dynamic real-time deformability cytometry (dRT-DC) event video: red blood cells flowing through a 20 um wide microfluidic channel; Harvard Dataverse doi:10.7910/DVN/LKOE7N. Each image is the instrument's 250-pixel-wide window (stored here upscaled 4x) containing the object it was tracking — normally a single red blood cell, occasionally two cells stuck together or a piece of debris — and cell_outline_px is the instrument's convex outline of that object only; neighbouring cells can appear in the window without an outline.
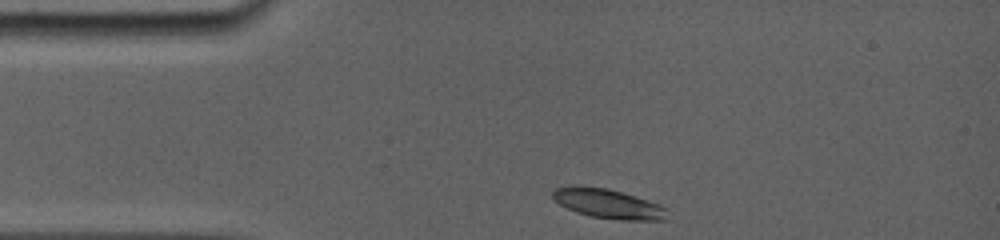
{"species": "common noctule bat (a hibernating species)", "species_latin": "Nyctalus noctula", "temperature_condition": "room temperature", "stored_images_in_passage": 23, "camera_frame_rate_fps": 5000, "um_per_image_px": 0.085, "animal": {"sex": "female", "body_mass_g": 19.0, "forearm_length_mm": 56.7}, "frame": {"image": 1, "passage_image": 1, "time_ms": 0.0, "image_size_px": [1000, 240], "cell_outline_px": [[668, 208], [664, 220], [620, 220], [592, 216], [576, 212], [560, 204], [552, 196], [552, 192], [556, 188], [580, 184], [608, 188], [648, 200], [660, 204]], "centroid_in_image_um": [51.69, 17.29], "position_along_channel_um": 33.3, "area_um2": 19.71}}
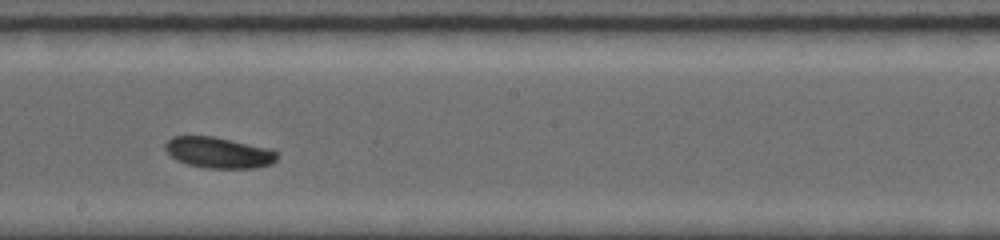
{"frame": {"image": 2, "passage_image": 13, "time_ms": 6.0, "image_size_px": [1000, 240], "cell_outline_px": [[280, 152], [276, 160], [272, 164], [256, 168], [204, 168], [188, 164], [176, 160], [164, 148], [164, 144], [172, 136], [212, 136], [272, 148]], "centroid_in_image_um": [18.64, 12.97], "position_along_channel_um": 229.6, "area_um2": 20.46}}
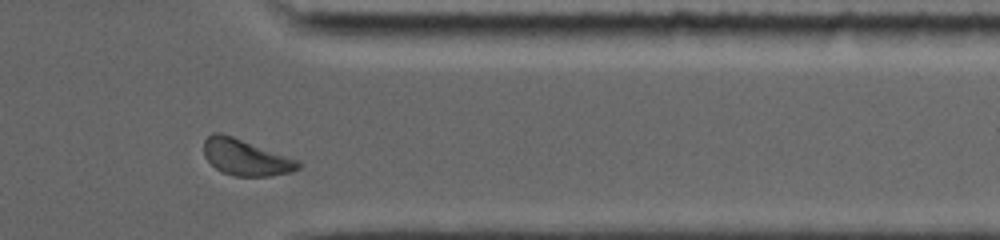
{"frame": {"image": 3, "passage_image": 22, "time_ms": 10.2, "image_size_px": [1000, 240], "cell_outline_px": [[300, 168], [292, 172], [272, 176], [236, 176], [224, 172], [216, 168], [204, 156], [204, 140], [212, 132], [220, 132], [232, 136], [300, 160]], "centroid_in_image_um": [20.91, 13.37], "position_along_channel_um": 390.5, "area_um2": 19.88}, "authors_computed_cell_mechanics": {"area_um2": 19.8832, "velocity_mm_per_s": 3.8274, "shape_relaxation_time_tau1_ms": 2.651, "shape_relaxation_time_tau2_ms": null, "deformation_change_tau1": 0.082, "deformation_change_tau2": null}}